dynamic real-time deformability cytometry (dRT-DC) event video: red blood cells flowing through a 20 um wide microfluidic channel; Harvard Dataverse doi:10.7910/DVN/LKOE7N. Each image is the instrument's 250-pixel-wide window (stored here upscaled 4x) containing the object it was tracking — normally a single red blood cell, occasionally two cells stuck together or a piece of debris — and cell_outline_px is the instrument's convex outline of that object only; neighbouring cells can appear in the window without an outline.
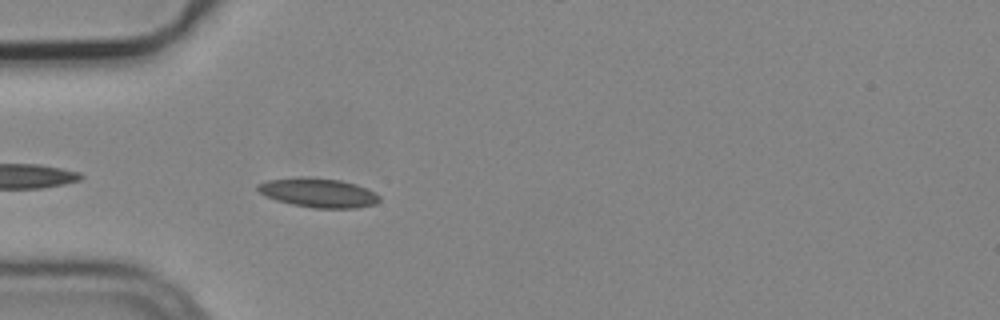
{"species": "common noctule bat (a hibernating species)", "species_latin": "Nyctalus noctula", "temperature_condition": "cold", "stored_images_in_passage": 4, "camera_frame_rate_fps": 3000, "um_per_image_px": 0.085, "animal": {"sex": "male", "body_mass_g": 19.2, "forearm_length_mm": 51.8}, "frame": {"image": 1, "passage_image": 3, "time_ms": 0.667, "image_size_px": [1000, 320], "cell_outline_px": [[380, 200], [376, 204], [356, 208], [312, 208], [292, 204], [276, 200], [264, 196], [256, 188], [256, 184], [268, 180], [340, 180], [356, 184], [376, 192], [380, 196]], "centroid_in_image_um": [27.12, 16.44], "position_along_channel_um": 57.9, "area_um2": 19.88}}